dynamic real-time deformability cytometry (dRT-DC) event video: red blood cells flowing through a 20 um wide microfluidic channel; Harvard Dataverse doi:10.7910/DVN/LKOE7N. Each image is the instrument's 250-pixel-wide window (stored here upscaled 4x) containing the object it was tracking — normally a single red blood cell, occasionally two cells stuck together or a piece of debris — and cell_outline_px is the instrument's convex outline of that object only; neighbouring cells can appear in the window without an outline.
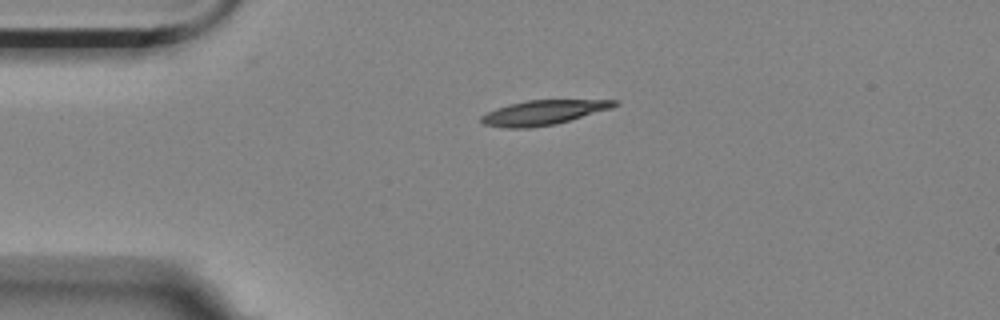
{"species": "Egyptian fruit bat (a non-hibernating species)", "species_latin": "Rousettus aegyptiacus", "temperature_condition": "room temperature", "stored_images_in_passage": 40, "camera_frame_rate_fps": 3000, "um_per_image_px": 0.085, "animal": {"sex": "female"}, "frame": {"image": 1, "passage_image": 1, "time_ms": 0.0, "image_size_px": [1000, 320], "cell_outline_px": [[620, 104], [612, 108], [556, 124], [528, 128], [508, 128], [484, 124], [480, 120], [480, 116], [496, 108], [508, 104], [528, 100], [620, 100]], "centroid_in_image_um": [46.2, 9.56], "position_along_channel_um": 38.8, "area_um2": 19.07}}
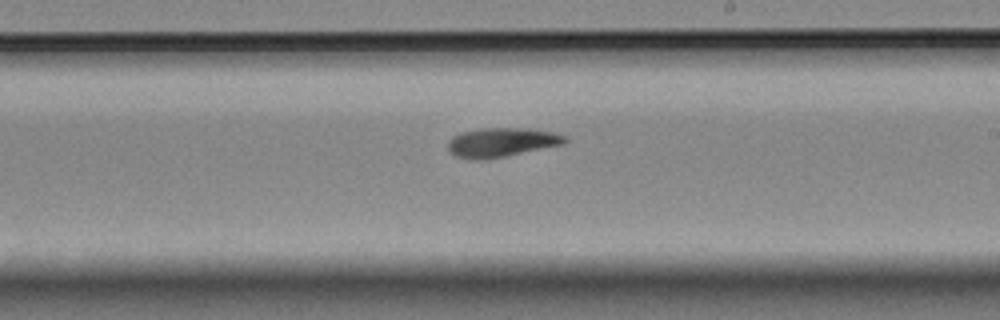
{"frame": {"image": 2, "passage_image": 21, "time_ms": 6.667, "image_size_px": [1000, 320], "cell_outline_px": [[568, 140], [564, 144], [484, 160], [456, 156], [448, 152], [448, 140], [452, 136], [464, 132], [484, 128], [528, 128], [552, 132], [568, 136]], "centroid_in_image_um": [42.64, 12.09], "position_along_channel_um": 246.4, "area_um2": 19.71}}
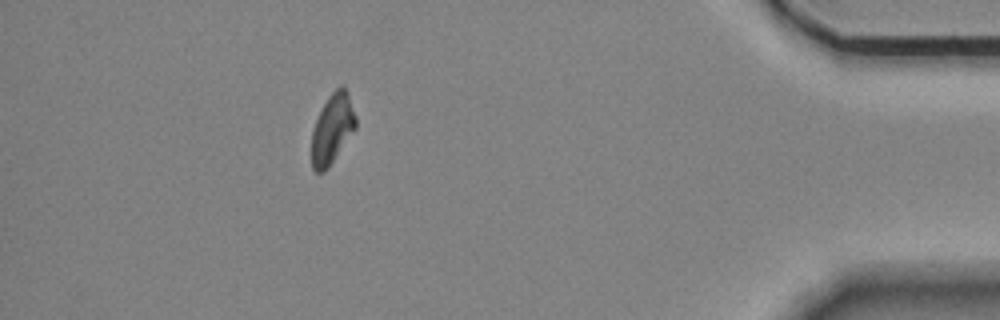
{"frame": {"image": 3, "passage_image": 39, "time_ms": 12.667, "image_size_px": [1000, 320], "cell_outline_px": [[356, 128], [328, 168], [324, 172], [316, 172], [312, 168], [312, 132], [316, 120], [328, 96], [340, 84], [344, 84], [348, 92], [356, 116]], "centroid_in_image_um": [28.26, 10.92], "position_along_channel_um": 406.9, "area_um2": 17.92}}